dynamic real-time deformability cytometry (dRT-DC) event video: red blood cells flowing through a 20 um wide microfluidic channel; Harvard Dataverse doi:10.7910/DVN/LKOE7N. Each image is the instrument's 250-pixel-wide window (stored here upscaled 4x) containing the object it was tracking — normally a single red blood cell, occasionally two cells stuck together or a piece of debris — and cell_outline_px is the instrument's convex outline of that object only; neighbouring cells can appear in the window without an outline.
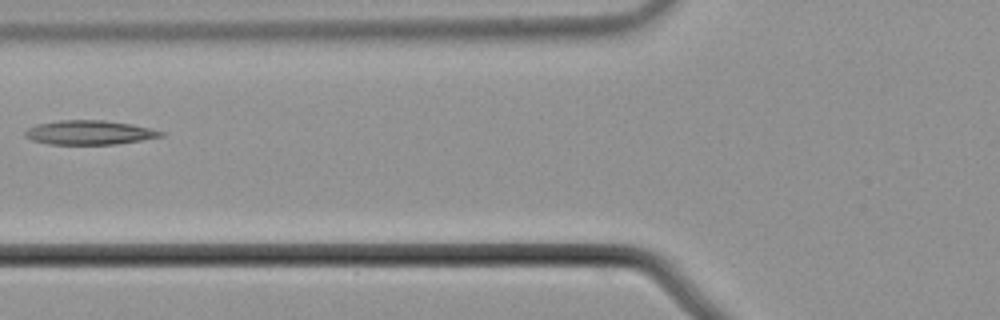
{"species": "common noctule bat (a hibernating species)", "species_latin": "Nyctalus noctula", "temperature_condition": "cold", "stored_images_in_passage": 4, "camera_frame_rate_fps": 3000, "um_per_image_px": 0.085, "animal": {"sex": "male", "body_mass_g": 21.5, "forearm_length_mm": 52.0}, "frame": {"image": 1, "passage_image": 4, "time_ms": 1.0, "image_size_px": [1000, 320], "cell_outline_px": [[168, 132], [164, 136], [116, 144], [48, 144], [32, 140], [24, 136], [24, 132], [28, 128], [36, 124], [60, 120], [104, 120], [132, 124], [152, 128]], "centroid_in_image_um": [7.63, 11.26], "position_along_channel_um": 118.2, "area_um2": 19.31}}